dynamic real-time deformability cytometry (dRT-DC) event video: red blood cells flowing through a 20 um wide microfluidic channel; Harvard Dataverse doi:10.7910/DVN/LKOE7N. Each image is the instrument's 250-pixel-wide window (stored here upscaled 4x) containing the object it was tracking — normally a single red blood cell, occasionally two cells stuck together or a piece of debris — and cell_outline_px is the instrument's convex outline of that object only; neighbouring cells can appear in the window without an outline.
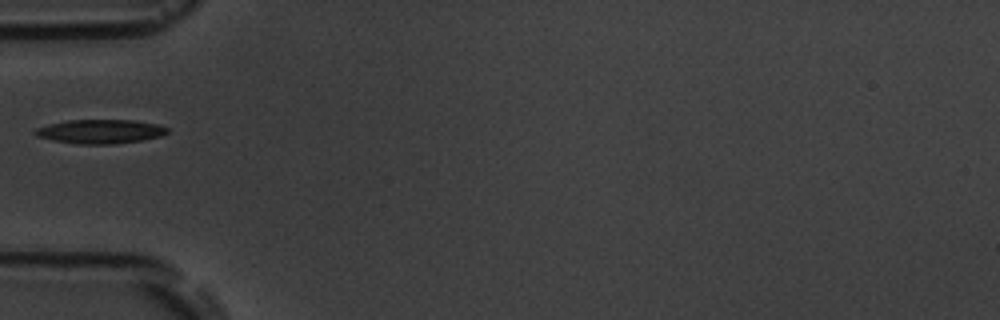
{"species": "common noctule bat (a hibernating species)", "species_latin": "Nyctalus noctula", "temperature_condition": "room temperature", "stored_images_in_passage": 10, "camera_frame_rate_fps": 3000, "um_per_image_px": 0.085, "animal": {"sex": "male", "body_mass_g": 19.5, "forearm_length_mm": 54.6}, "frame": {"image": 1, "passage_image": 6, "time_ms": 6.0, "image_size_px": [1000, 320], "cell_outline_px": [[168, 132], [160, 136], [140, 140], [112, 144], [80, 144], [52, 140], [36, 136], [32, 132], [36, 128], [48, 124], [68, 120], [136, 120], [156, 124], [168, 128]], "centroid_in_image_um": [8.48, 11.17], "position_along_channel_um": 76.5, "area_um2": 18.44}}
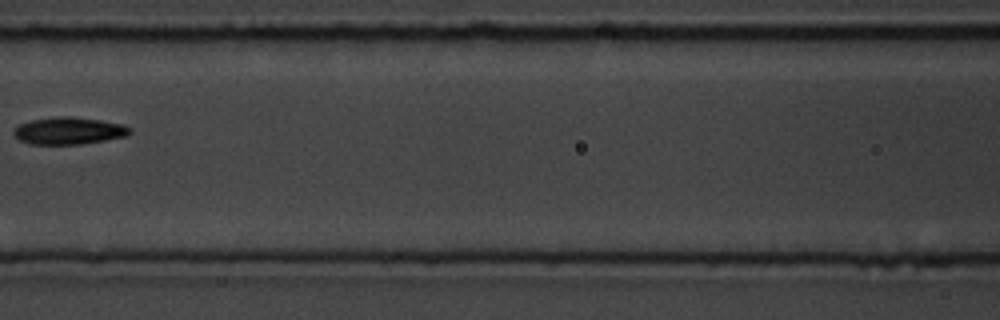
{"frame": {"image": 2, "passage_image": 8, "time_ms": 8.333, "image_size_px": [1000, 320], "cell_outline_px": [[132, 132], [128, 136], [80, 144], [32, 144], [20, 140], [12, 132], [12, 128], [16, 124], [32, 120], [60, 116], [72, 116], [100, 120], [124, 124], [132, 128]], "centroid_in_image_um": [5.86, 11.1], "position_along_channel_um": 160.7, "area_um2": 18.55}}
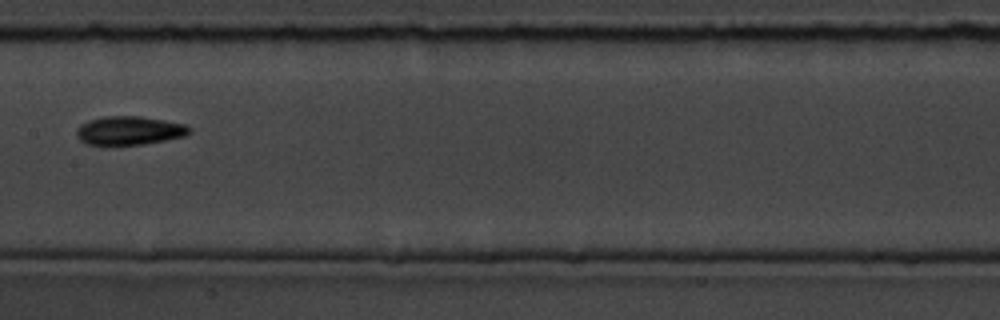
{"frame": {"image": 3, "passage_image": 9, "time_ms": 9.333, "image_size_px": [1000, 320], "cell_outline_px": [[192, 132], [184, 136], [144, 144], [88, 144], [80, 140], [76, 136], [76, 128], [80, 124], [88, 120], [104, 116], [140, 116], [164, 120], [184, 124], [192, 128]], "centroid_in_image_um": [10.98, 11.08], "position_along_channel_um": 196.4, "area_um2": 18.79}}